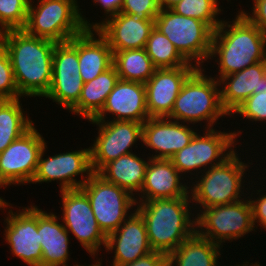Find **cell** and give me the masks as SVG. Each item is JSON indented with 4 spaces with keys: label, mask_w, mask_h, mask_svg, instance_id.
<instances>
[{
    "label": "cell",
    "mask_w": 266,
    "mask_h": 266,
    "mask_svg": "<svg viewBox=\"0 0 266 266\" xmlns=\"http://www.w3.org/2000/svg\"><path fill=\"white\" fill-rule=\"evenodd\" d=\"M37 6L29 4L27 23L24 30L32 36L56 43L67 42L93 29L81 14L77 0H38Z\"/></svg>",
    "instance_id": "cell-5"
},
{
    "label": "cell",
    "mask_w": 266,
    "mask_h": 266,
    "mask_svg": "<svg viewBox=\"0 0 266 266\" xmlns=\"http://www.w3.org/2000/svg\"><path fill=\"white\" fill-rule=\"evenodd\" d=\"M190 201L191 197H178L136 202L153 251L168 255L196 232Z\"/></svg>",
    "instance_id": "cell-3"
},
{
    "label": "cell",
    "mask_w": 266,
    "mask_h": 266,
    "mask_svg": "<svg viewBox=\"0 0 266 266\" xmlns=\"http://www.w3.org/2000/svg\"><path fill=\"white\" fill-rule=\"evenodd\" d=\"M90 122L99 127L98 137L90 148L93 173H97L108 162L130 154L132 145L138 140L142 141L143 123L117 120Z\"/></svg>",
    "instance_id": "cell-13"
},
{
    "label": "cell",
    "mask_w": 266,
    "mask_h": 266,
    "mask_svg": "<svg viewBox=\"0 0 266 266\" xmlns=\"http://www.w3.org/2000/svg\"><path fill=\"white\" fill-rule=\"evenodd\" d=\"M118 81L119 75L112 65L96 78L84 83L80 98L70 111L88 121L92 120L102 110L106 98Z\"/></svg>",
    "instance_id": "cell-26"
},
{
    "label": "cell",
    "mask_w": 266,
    "mask_h": 266,
    "mask_svg": "<svg viewBox=\"0 0 266 266\" xmlns=\"http://www.w3.org/2000/svg\"><path fill=\"white\" fill-rule=\"evenodd\" d=\"M83 85L80 74H52L50 89L44 97L70 110L78 102Z\"/></svg>",
    "instance_id": "cell-31"
},
{
    "label": "cell",
    "mask_w": 266,
    "mask_h": 266,
    "mask_svg": "<svg viewBox=\"0 0 266 266\" xmlns=\"http://www.w3.org/2000/svg\"><path fill=\"white\" fill-rule=\"evenodd\" d=\"M155 27L189 63L202 67L201 63L209 60L214 31L205 22L165 9L155 18Z\"/></svg>",
    "instance_id": "cell-7"
},
{
    "label": "cell",
    "mask_w": 266,
    "mask_h": 266,
    "mask_svg": "<svg viewBox=\"0 0 266 266\" xmlns=\"http://www.w3.org/2000/svg\"><path fill=\"white\" fill-rule=\"evenodd\" d=\"M29 4L25 0H0V33L24 29Z\"/></svg>",
    "instance_id": "cell-34"
},
{
    "label": "cell",
    "mask_w": 266,
    "mask_h": 266,
    "mask_svg": "<svg viewBox=\"0 0 266 266\" xmlns=\"http://www.w3.org/2000/svg\"><path fill=\"white\" fill-rule=\"evenodd\" d=\"M8 206H10V204L8 202H5L4 204L0 203V209H2V210H4L6 207L8 208Z\"/></svg>",
    "instance_id": "cell-44"
},
{
    "label": "cell",
    "mask_w": 266,
    "mask_h": 266,
    "mask_svg": "<svg viewBox=\"0 0 266 266\" xmlns=\"http://www.w3.org/2000/svg\"><path fill=\"white\" fill-rule=\"evenodd\" d=\"M249 201L252 208L254 226L256 225L255 223L259 222L260 227L266 230V194H260L256 200L254 198V200L249 199Z\"/></svg>",
    "instance_id": "cell-40"
},
{
    "label": "cell",
    "mask_w": 266,
    "mask_h": 266,
    "mask_svg": "<svg viewBox=\"0 0 266 266\" xmlns=\"http://www.w3.org/2000/svg\"><path fill=\"white\" fill-rule=\"evenodd\" d=\"M118 266H168L167 255L162 252L152 251L148 255L141 257L131 263Z\"/></svg>",
    "instance_id": "cell-39"
},
{
    "label": "cell",
    "mask_w": 266,
    "mask_h": 266,
    "mask_svg": "<svg viewBox=\"0 0 266 266\" xmlns=\"http://www.w3.org/2000/svg\"><path fill=\"white\" fill-rule=\"evenodd\" d=\"M251 121L266 120V90L259 91L247 98L234 112Z\"/></svg>",
    "instance_id": "cell-36"
},
{
    "label": "cell",
    "mask_w": 266,
    "mask_h": 266,
    "mask_svg": "<svg viewBox=\"0 0 266 266\" xmlns=\"http://www.w3.org/2000/svg\"><path fill=\"white\" fill-rule=\"evenodd\" d=\"M52 74H80L78 60V35L67 42L56 43L53 51Z\"/></svg>",
    "instance_id": "cell-33"
},
{
    "label": "cell",
    "mask_w": 266,
    "mask_h": 266,
    "mask_svg": "<svg viewBox=\"0 0 266 266\" xmlns=\"http://www.w3.org/2000/svg\"><path fill=\"white\" fill-rule=\"evenodd\" d=\"M217 4L214 0H181L171 10L178 15L201 20L214 31L222 22L217 16L221 12Z\"/></svg>",
    "instance_id": "cell-32"
},
{
    "label": "cell",
    "mask_w": 266,
    "mask_h": 266,
    "mask_svg": "<svg viewBox=\"0 0 266 266\" xmlns=\"http://www.w3.org/2000/svg\"><path fill=\"white\" fill-rule=\"evenodd\" d=\"M245 263L242 266H248L249 265V262H245ZM238 266H240V264ZM250 266H260V264H257V262H256L255 264H250Z\"/></svg>",
    "instance_id": "cell-45"
},
{
    "label": "cell",
    "mask_w": 266,
    "mask_h": 266,
    "mask_svg": "<svg viewBox=\"0 0 266 266\" xmlns=\"http://www.w3.org/2000/svg\"><path fill=\"white\" fill-rule=\"evenodd\" d=\"M204 69L197 67L185 80L174 102L168 119L198 123L206 120L207 129L213 128L214 123L224 115L229 114L221 104V86L218 80L204 75Z\"/></svg>",
    "instance_id": "cell-4"
},
{
    "label": "cell",
    "mask_w": 266,
    "mask_h": 266,
    "mask_svg": "<svg viewBox=\"0 0 266 266\" xmlns=\"http://www.w3.org/2000/svg\"><path fill=\"white\" fill-rule=\"evenodd\" d=\"M205 131L204 136L196 132L190 143L170 158L181 174L190 172L192 175L193 170L197 173L201 167L219 165L235 152L233 147L240 131L226 133L213 128Z\"/></svg>",
    "instance_id": "cell-10"
},
{
    "label": "cell",
    "mask_w": 266,
    "mask_h": 266,
    "mask_svg": "<svg viewBox=\"0 0 266 266\" xmlns=\"http://www.w3.org/2000/svg\"><path fill=\"white\" fill-rule=\"evenodd\" d=\"M249 167L246 163L238 158L234 152L223 163L216 166H208L205 174L195 181L193 188L189 189L192 202L202 206V209L211 206L225 205L242 200L244 192L242 188V179L244 173ZM203 176V177H202ZM241 192V194H240Z\"/></svg>",
    "instance_id": "cell-6"
},
{
    "label": "cell",
    "mask_w": 266,
    "mask_h": 266,
    "mask_svg": "<svg viewBox=\"0 0 266 266\" xmlns=\"http://www.w3.org/2000/svg\"><path fill=\"white\" fill-rule=\"evenodd\" d=\"M195 131L187 124L166 117L149 118L143 123L141 142L158 153L151 158L170 159L190 143Z\"/></svg>",
    "instance_id": "cell-20"
},
{
    "label": "cell",
    "mask_w": 266,
    "mask_h": 266,
    "mask_svg": "<svg viewBox=\"0 0 266 266\" xmlns=\"http://www.w3.org/2000/svg\"><path fill=\"white\" fill-rule=\"evenodd\" d=\"M203 210L195 217L196 232L217 245L221 246L226 240L232 242L255 230L249 198Z\"/></svg>",
    "instance_id": "cell-8"
},
{
    "label": "cell",
    "mask_w": 266,
    "mask_h": 266,
    "mask_svg": "<svg viewBox=\"0 0 266 266\" xmlns=\"http://www.w3.org/2000/svg\"><path fill=\"white\" fill-rule=\"evenodd\" d=\"M221 247L195 232L167 255L168 266H217ZM219 266V265H218Z\"/></svg>",
    "instance_id": "cell-27"
},
{
    "label": "cell",
    "mask_w": 266,
    "mask_h": 266,
    "mask_svg": "<svg viewBox=\"0 0 266 266\" xmlns=\"http://www.w3.org/2000/svg\"><path fill=\"white\" fill-rule=\"evenodd\" d=\"M0 42L9 54L22 98L44 97L51 86L56 42L29 35L24 29L0 33Z\"/></svg>",
    "instance_id": "cell-1"
},
{
    "label": "cell",
    "mask_w": 266,
    "mask_h": 266,
    "mask_svg": "<svg viewBox=\"0 0 266 266\" xmlns=\"http://www.w3.org/2000/svg\"><path fill=\"white\" fill-rule=\"evenodd\" d=\"M144 49L156 69L195 66L189 63L156 27L151 31Z\"/></svg>",
    "instance_id": "cell-30"
},
{
    "label": "cell",
    "mask_w": 266,
    "mask_h": 266,
    "mask_svg": "<svg viewBox=\"0 0 266 266\" xmlns=\"http://www.w3.org/2000/svg\"><path fill=\"white\" fill-rule=\"evenodd\" d=\"M94 3H100L99 6L104 9L107 17H111L120 12L123 0H93Z\"/></svg>",
    "instance_id": "cell-41"
},
{
    "label": "cell",
    "mask_w": 266,
    "mask_h": 266,
    "mask_svg": "<svg viewBox=\"0 0 266 266\" xmlns=\"http://www.w3.org/2000/svg\"><path fill=\"white\" fill-rule=\"evenodd\" d=\"M161 10L171 9L181 0H157Z\"/></svg>",
    "instance_id": "cell-42"
},
{
    "label": "cell",
    "mask_w": 266,
    "mask_h": 266,
    "mask_svg": "<svg viewBox=\"0 0 266 266\" xmlns=\"http://www.w3.org/2000/svg\"><path fill=\"white\" fill-rule=\"evenodd\" d=\"M5 223V240L11 253L28 266H42V248L37 232V206L24 207L17 213L9 210Z\"/></svg>",
    "instance_id": "cell-15"
},
{
    "label": "cell",
    "mask_w": 266,
    "mask_h": 266,
    "mask_svg": "<svg viewBox=\"0 0 266 266\" xmlns=\"http://www.w3.org/2000/svg\"><path fill=\"white\" fill-rule=\"evenodd\" d=\"M46 148L47 146L45 145L40 154L37 171L31 183L40 184V182L46 183L59 180L60 191L79 189L93 173L90 147L56 154L51 157L48 156V158L44 159ZM80 174L82 175V180L77 181L75 176Z\"/></svg>",
    "instance_id": "cell-14"
},
{
    "label": "cell",
    "mask_w": 266,
    "mask_h": 266,
    "mask_svg": "<svg viewBox=\"0 0 266 266\" xmlns=\"http://www.w3.org/2000/svg\"><path fill=\"white\" fill-rule=\"evenodd\" d=\"M219 83L226 84L220 90L222 107L232 115L252 94L266 90V61L226 75L219 80Z\"/></svg>",
    "instance_id": "cell-22"
},
{
    "label": "cell",
    "mask_w": 266,
    "mask_h": 266,
    "mask_svg": "<svg viewBox=\"0 0 266 266\" xmlns=\"http://www.w3.org/2000/svg\"><path fill=\"white\" fill-rule=\"evenodd\" d=\"M147 165L148 161L130 153L108 162L97 174L105 181L122 187L134 195L133 192H140L143 187Z\"/></svg>",
    "instance_id": "cell-25"
},
{
    "label": "cell",
    "mask_w": 266,
    "mask_h": 266,
    "mask_svg": "<svg viewBox=\"0 0 266 266\" xmlns=\"http://www.w3.org/2000/svg\"><path fill=\"white\" fill-rule=\"evenodd\" d=\"M78 60L81 79L86 83L113 65V52L96 29H86L78 35Z\"/></svg>",
    "instance_id": "cell-24"
},
{
    "label": "cell",
    "mask_w": 266,
    "mask_h": 266,
    "mask_svg": "<svg viewBox=\"0 0 266 266\" xmlns=\"http://www.w3.org/2000/svg\"><path fill=\"white\" fill-rule=\"evenodd\" d=\"M63 225L93 257L101 245H106L107 236L99 228L87 195L79 189L63 190Z\"/></svg>",
    "instance_id": "cell-12"
},
{
    "label": "cell",
    "mask_w": 266,
    "mask_h": 266,
    "mask_svg": "<svg viewBox=\"0 0 266 266\" xmlns=\"http://www.w3.org/2000/svg\"><path fill=\"white\" fill-rule=\"evenodd\" d=\"M119 228L107 235L106 251H114L113 266L131 263L151 253L145 221L135 209Z\"/></svg>",
    "instance_id": "cell-16"
},
{
    "label": "cell",
    "mask_w": 266,
    "mask_h": 266,
    "mask_svg": "<svg viewBox=\"0 0 266 266\" xmlns=\"http://www.w3.org/2000/svg\"><path fill=\"white\" fill-rule=\"evenodd\" d=\"M181 173L174 167L171 159L149 158L145 180L138 196L139 201L153 199L190 197L186 183L182 184ZM141 195V196H140Z\"/></svg>",
    "instance_id": "cell-21"
},
{
    "label": "cell",
    "mask_w": 266,
    "mask_h": 266,
    "mask_svg": "<svg viewBox=\"0 0 266 266\" xmlns=\"http://www.w3.org/2000/svg\"><path fill=\"white\" fill-rule=\"evenodd\" d=\"M160 10L157 0H123L120 12L142 20H155Z\"/></svg>",
    "instance_id": "cell-37"
},
{
    "label": "cell",
    "mask_w": 266,
    "mask_h": 266,
    "mask_svg": "<svg viewBox=\"0 0 266 266\" xmlns=\"http://www.w3.org/2000/svg\"><path fill=\"white\" fill-rule=\"evenodd\" d=\"M252 15L241 10L238 14H244L255 26L266 35V0H253Z\"/></svg>",
    "instance_id": "cell-38"
},
{
    "label": "cell",
    "mask_w": 266,
    "mask_h": 266,
    "mask_svg": "<svg viewBox=\"0 0 266 266\" xmlns=\"http://www.w3.org/2000/svg\"><path fill=\"white\" fill-rule=\"evenodd\" d=\"M196 68V66H182L155 69L144 84L150 118L167 117L171 113L183 83Z\"/></svg>",
    "instance_id": "cell-17"
},
{
    "label": "cell",
    "mask_w": 266,
    "mask_h": 266,
    "mask_svg": "<svg viewBox=\"0 0 266 266\" xmlns=\"http://www.w3.org/2000/svg\"><path fill=\"white\" fill-rule=\"evenodd\" d=\"M54 213L37 207V232L42 248V266H67L69 234Z\"/></svg>",
    "instance_id": "cell-23"
},
{
    "label": "cell",
    "mask_w": 266,
    "mask_h": 266,
    "mask_svg": "<svg viewBox=\"0 0 266 266\" xmlns=\"http://www.w3.org/2000/svg\"><path fill=\"white\" fill-rule=\"evenodd\" d=\"M113 65L120 80L143 84L149 80L156 69L144 48L114 52Z\"/></svg>",
    "instance_id": "cell-28"
},
{
    "label": "cell",
    "mask_w": 266,
    "mask_h": 266,
    "mask_svg": "<svg viewBox=\"0 0 266 266\" xmlns=\"http://www.w3.org/2000/svg\"><path fill=\"white\" fill-rule=\"evenodd\" d=\"M21 97L14 79L9 54L0 42V100H12Z\"/></svg>",
    "instance_id": "cell-35"
},
{
    "label": "cell",
    "mask_w": 266,
    "mask_h": 266,
    "mask_svg": "<svg viewBox=\"0 0 266 266\" xmlns=\"http://www.w3.org/2000/svg\"><path fill=\"white\" fill-rule=\"evenodd\" d=\"M3 199H4V198H1V197H0V203H1V204H4V203L6 202V201L3 200Z\"/></svg>",
    "instance_id": "cell-46"
},
{
    "label": "cell",
    "mask_w": 266,
    "mask_h": 266,
    "mask_svg": "<svg viewBox=\"0 0 266 266\" xmlns=\"http://www.w3.org/2000/svg\"><path fill=\"white\" fill-rule=\"evenodd\" d=\"M108 113L113 114V120L117 121H147L150 117L146 105L145 85L119 79L106 98L102 110L89 121H105Z\"/></svg>",
    "instance_id": "cell-19"
},
{
    "label": "cell",
    "mask_w": 266,
    "mask_h": 266,
    "mask_svg": "<svg viewBox=\"0 0 266 266\" xmlns=\"http://www.w3.org/2000/svg\"><path fill=\"white\" fill-rule=\"evenodd\" d=\"M20 102V98L0 100V153L34 125Z\"/></svg>",
    "instance_id": "cell-29"
},
{
    "label": "cell",
    "mask_w": 266,
    "mask_h": 266,
    "mask_svg": "<svg viewBox=\"0 0 266 266\" xmlns=\"http://www.w3.org/2000/svg\"><path fill=\"white\" fill-rule=\"evenodd\" d=\"M154 27L155 20H142L122 12L93 23V29L107 40L113 53L145 48Z\"/></svg>",
    "instance_id": "cell-18"
},
{
    "label": "cell",
    "mask_w": 266,
    "mask_h": 266,
    "mask_svg": "<svg viewBox=\"0 0 266 266\" xmlns=\"http://www.w3.org/2000/svg\"><path fill=\"white\" fill-rule=\"evenodd\" d=\"M46 142L34 125L0 153V188L31 183Z\"/></svg>",
    "instance_id": "cell-11"
},
{
    "label": "cell",
    "mask_w": 266,
    "mask_h": 266,
    "mask_svg": "<svg viewBox=\"0 0 266 266\" xmlns=\"http://www.w3.org/2000/svg\"><path fill=\"white\" fill-rule=\"evenodd\" d=\"M102 262H100L99 260L98 261H96V263L94 262V264H92V265H89V266H101L102 264H101ZM74 266H81V265H74ZM84 266V265H83Z\"/></svg>",
    "instance_id": "cell-43"
},
{
    "label": "cell",
    "mask_w": 266,
    "mask_h": 266,
    "mask_svg": "<svg viewBox=\"0 0 266 266\" xmlns=\"http://www.w3.org/2000/svg\"><path fill=\"white\" fill-rule=\"evenodd\" d=\"M236 16L232 24L223 20L213 32L209 59L219 56V61L215 60L220 71V76L216 78L218 81L226 75L266 61V35L244 14Z\"/></svg>",
    "instance_id": "cell-2"
},
{
    "label": "cell",
    "mask_w": 266,
    "mask_h": 266,
    "mask_svg": "<svg viewBox=\"0 0 266 266\" xmlns=\"http://www.w3.org/2000/svg\"><path fill=\"white\" fill-rule=\"evenodd\" d=\"M80 189L87 195L97 224L106 236L116 231L129 217V209L136 206L134 195L97 173H92Z\"/></svg>",
    "instance_id": "cell-9"
},
{
    "label": "cell",
    "mask_w": 266,
    "mask_h": 266,
    "mask_svg": "<svg viewBox=\"0 0 266 266\" xmlns=\"http://www.w3.org/2000/svg\"><path fill=\"white\" fill-rule=\"evenodd\" d=\"M28 4H32L33 0H25Z\"/></svg>",
    "instance_id": "cell-47"
}]
</instances>
